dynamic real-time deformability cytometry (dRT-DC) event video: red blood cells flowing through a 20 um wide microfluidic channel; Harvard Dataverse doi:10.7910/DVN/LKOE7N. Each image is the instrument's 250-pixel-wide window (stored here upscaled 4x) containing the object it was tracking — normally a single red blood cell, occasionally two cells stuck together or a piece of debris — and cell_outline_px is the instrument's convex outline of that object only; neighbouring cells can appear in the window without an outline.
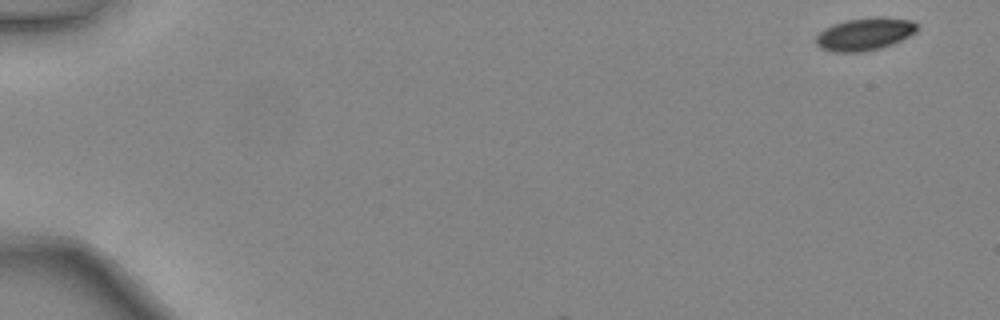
{"species": "common noctule bat (a hibernating species)", "species_latin": "Nyctalus noctula", "temperature_condition": "warm", "stored_images_in_passage": 7, "camera_frame_rate_fps": 3000, "um_per_image_px": 0.085, "animal": {"sex": "female", "body_mass_g": 24.6, "forearm_length_mm": 56.2}, "frame": {"image": 1, "passage_image": 1, "time_ms": 0.0, "image_size_px": [1000, 320], "cell_outline_px": [[916, 32], [892, 44], [880, 48], [860, 52], [832, 52], [820, 48], [816, 44], [816, 36], [824, 28], [832, 24], [848, 20], [872, 16], [880, 16], [912, 20], [916, 24]], "centroid_in_image_um": [73.47, 2.89], "position_along_channel_um": 11.5, "area_um2": 19.25}}